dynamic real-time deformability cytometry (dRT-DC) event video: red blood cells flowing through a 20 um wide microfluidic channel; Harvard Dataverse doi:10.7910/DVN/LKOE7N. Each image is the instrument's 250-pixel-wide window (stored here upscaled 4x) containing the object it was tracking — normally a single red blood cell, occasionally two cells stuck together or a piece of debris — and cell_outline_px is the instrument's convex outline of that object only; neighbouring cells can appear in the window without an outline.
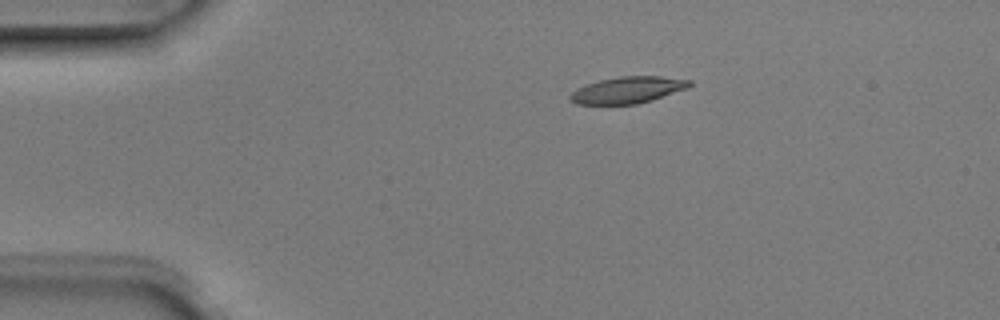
{"species": "Egyptian fruit bat (a non-hibernating species)", "species_latin": "Rousettus aegyptiacus", "temperature_condition": "room temperature", "stored_images_in_passage": 3, "camera_frame_rate_fps": 3000, "um_per_image_px": 0.085, "animal": {"sex": "male"}, "frame": {"image": 1, "passage_image": 1, "time_ms": 0.0, "image_size_px": [1000, 320], "cell_outline_px": [[692, 84], [688, 88], [652, 100], [636, 104], [576, 104], [568, 100], [568, 96], [576, 88], [600, 80], [620, 76], [660, 76], [692, 80]], "centroid_in_image_um": [53.35, 7.65], "position_along_channel_um": 31.7, "area_um2": 18.55}}
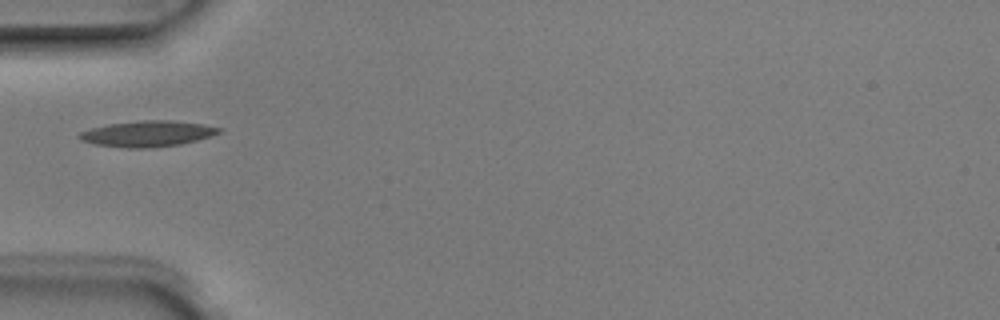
{"frame": {"image": 2, "passage_image": 3, "time_ms": 0.667, "image_size_px": [1000, 320], "cell_outline_px": [[224, 128], [220, 132], [196, 140], [180, 144], [148, 148], [128, 148], [92, 144], [80, 140], [76, 136], [80, 132], [92, 128], [108, 124], [140, 120], [172, 120], [204, 124]], "centroid_in_image_um": [12.51, 11.36], "position_along_channel_um": 72.5, "area_um2": 21.1}}